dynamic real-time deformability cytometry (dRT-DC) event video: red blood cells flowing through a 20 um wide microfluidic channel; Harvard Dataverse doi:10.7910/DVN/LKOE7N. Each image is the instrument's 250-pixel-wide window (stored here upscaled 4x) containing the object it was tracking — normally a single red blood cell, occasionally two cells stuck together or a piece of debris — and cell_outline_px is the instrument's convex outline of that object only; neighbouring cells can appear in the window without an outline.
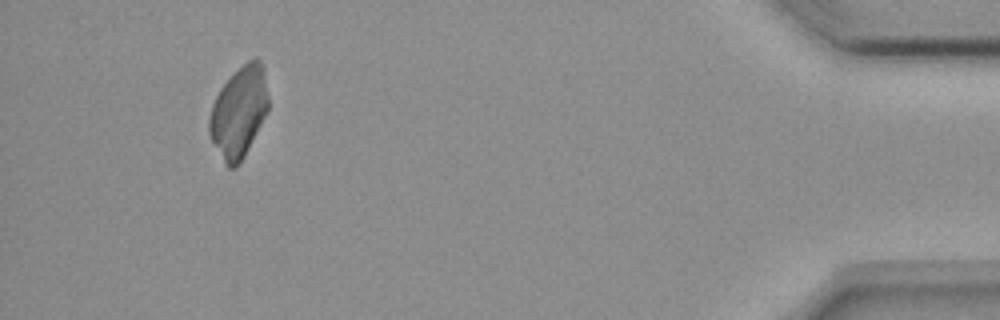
{"species": "common noctule bat (a hibernating species)", "species_latin": "Nyctalus noctula", "temperature_condition": "room temperature", "stored_images_in_passage": 51, "camera_frame_rate_fps": 3000, "um_per_image_px": 0.085, "animal": {"sex": "female", "body_mass_g": 18.4}, "frame": {"image": 1, "passage_image": 47, "time_ms": 15.333, "image_size_px": [1000, 320], "cell_outline_px": [[268, 112], [244, 156], [236, 168], [228, 168], [224, 164], [208, 132], [208, 120], [212, 104], [220, 88], [248, 60], [256, 56], [260, 60], [264, 68], [268, 96]], "centroid_in_image_um": [20.31, 9.54], "position_along_channel_um": 414.9, "area_um2": 31.21}}